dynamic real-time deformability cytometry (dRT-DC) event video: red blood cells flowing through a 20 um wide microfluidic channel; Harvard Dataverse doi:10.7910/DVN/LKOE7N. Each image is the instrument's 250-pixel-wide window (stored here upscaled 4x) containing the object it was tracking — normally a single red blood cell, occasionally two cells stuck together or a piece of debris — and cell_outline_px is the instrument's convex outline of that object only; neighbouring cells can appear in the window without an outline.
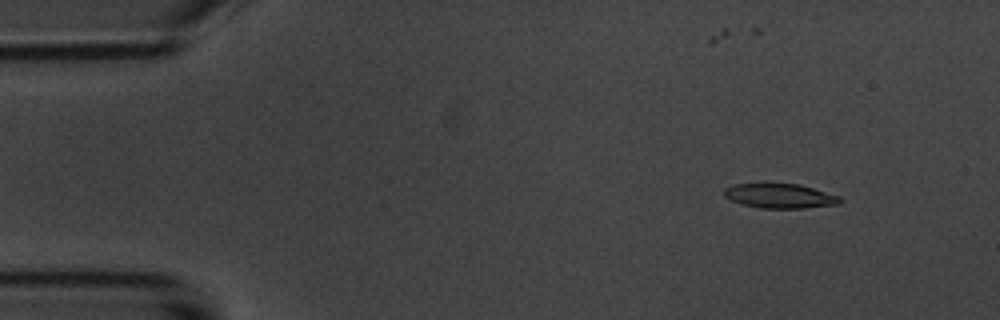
{"species": "common noctule bat (a hibernating species)", "species_latin": "Nyctalus noctula", "temperature_condition": "room temperature", "stored_images_in_passage": 4, "camera_frame_rate_fps": 3000, "um_per_image_px": 0.085, "animal": {"sex": "male", "body_mass_g": 20.1, "forearm_length_mm": 53.5}, "frame": {"image": 1, "passage_image": 2, "time_ms": 1.0, "image_size_px": [1000, 320], "cell_outline_px": [[840, 204], [804, 208], [760, 208], [740, 204], [728, 200], [724, 196], [724, 188], [736, 184], [764, 180], [768, 180], [796, 184], [812, 188], [840, 196]], "centroid_in_image_um": [66.19, 16.61], "position_along_channel_um": 18.8, "area_um2": 17.4}}
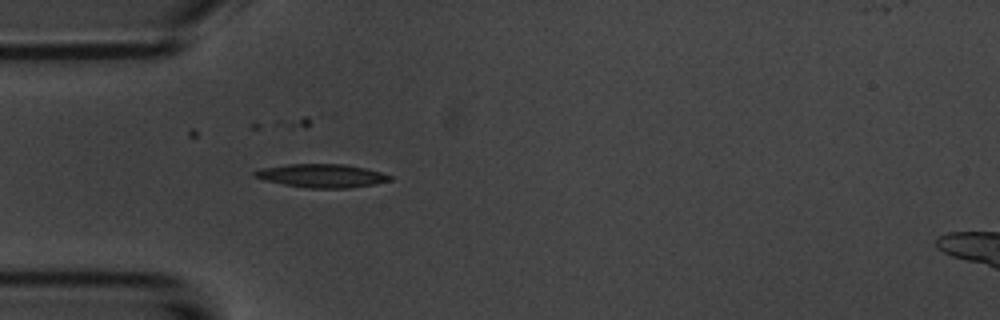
{"frame": {"image": 2, "passage_image": 4, "time_ms": 4.333, "image_size_px": [1000, 320], "cell_outline_px": [[392, 180], [376, 184], [348, 188], [308, 188], [284, 184], [264, 180], [252, 176], [252, 172], [260, 168], [288, 164], [344, 164], [364, 168], [380, 172], [392, 176]], "centroid_in_image_um": [27.32, 14.94], "position_along_channel_um": 57.7, "area_um2": 18.5}}